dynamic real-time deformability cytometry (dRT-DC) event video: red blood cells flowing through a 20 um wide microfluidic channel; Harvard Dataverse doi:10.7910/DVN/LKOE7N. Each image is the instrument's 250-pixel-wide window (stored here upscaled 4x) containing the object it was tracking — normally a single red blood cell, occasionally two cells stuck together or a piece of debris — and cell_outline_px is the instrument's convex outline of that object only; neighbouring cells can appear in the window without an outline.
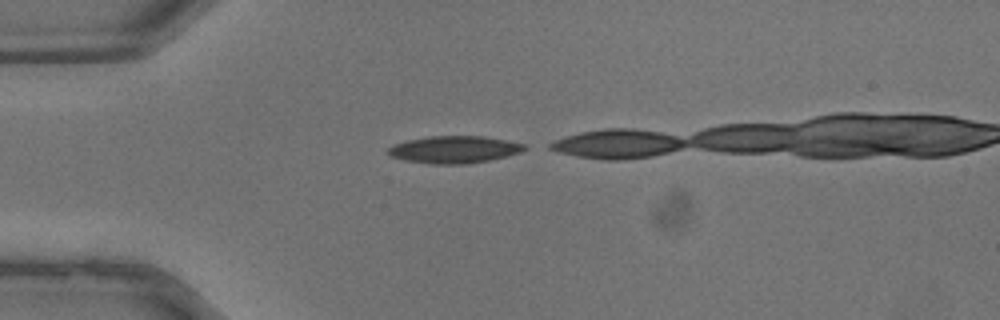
{"species": "common noctule bat (a hibernating species)", "species_latin": "Nyctalus noctula", "temperature_condition": "warm", "stored_images_in_passage": 7, "camera_frame_rate_fps": 3000, "um_per_image_px": 0.085, "animal": {"sex": "male", "body_mass_g": 13.3}, "frame": {"image": 1, "passage_image": 1, "time_ms": 0.0, "image_size_px": [1000, 320], "cell_outline_px": [[528, 148], [520, 152], [488, 160], [464, 164], [432, 164], [404, 160], [392, 156], [384, 152], [392, 144], [408, 140], [428, 136], [484, 136], [524, 144]], "centroid_in_image_um": [38.54, 12.7], "position_along_channel_um": 46.5, "area_um2": 21.5}}
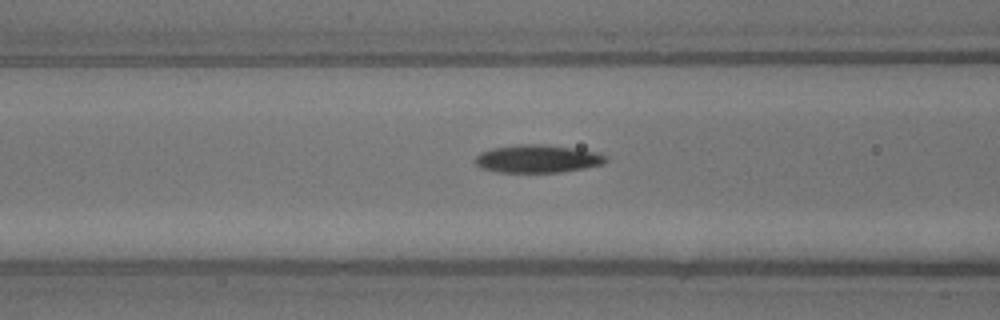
{"frame": {"image": 2, "passage_image": 6, "time_ms": 1.667, "image_size_px": [1000, 320], "cell_outline_px": [[608, 160], [604, 164], [584, 168], [560, 172], [496, 172], [480, 168], [476, 164], [476, 156], [480, 152], [492, 148], [520, 144], [540, 144], [572, 148], [600, 152], [608, 156]], "centroid_in_image_um": [45.72, 13.5], "position_along_channel_um": 120.9, "area_um2": 21.33}}